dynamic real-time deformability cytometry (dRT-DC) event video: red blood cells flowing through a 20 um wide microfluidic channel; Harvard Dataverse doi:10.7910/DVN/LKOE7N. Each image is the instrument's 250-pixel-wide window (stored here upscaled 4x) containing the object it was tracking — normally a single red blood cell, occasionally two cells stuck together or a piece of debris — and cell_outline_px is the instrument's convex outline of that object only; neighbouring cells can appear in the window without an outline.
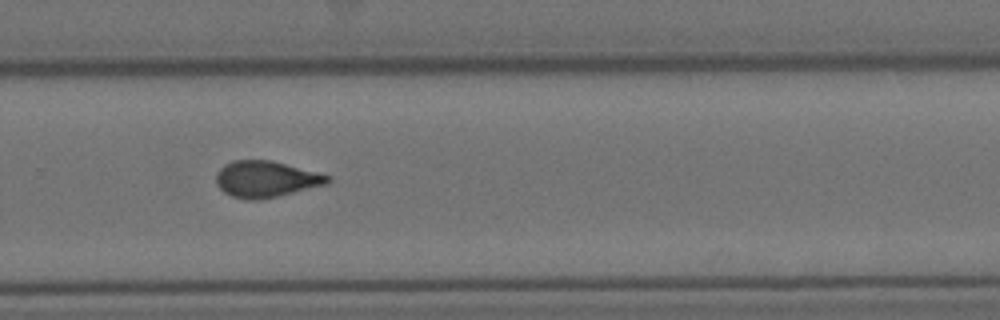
{"species": "Egyptian fruit bat (a non-hibernating species)", "species_latin": "Rousettus aegyptiacus", "temperature_condition": "cold", "stored_images_in_passage": 10, "camera_frame_rate_fps": 3000, "um_per_image_px": 0.085, "animal": {"sex": "female"}, "frame": {"image": 1, "passage_image": 9, "time_ms": 10.333, "image_size_px": [1000, 320], "cell_outline_px": [[332, 180], [328, 184], [260, 200], [244, 200], [232, 196], [224, 192], [216, 184], [216, 172], [224, 164], [232, 160], [272, 160], [332, 176]], "centroid_in_image_um": [22.6, 15.22], "position_along_channel_um": 307.2, "area_um2": 23.81}}
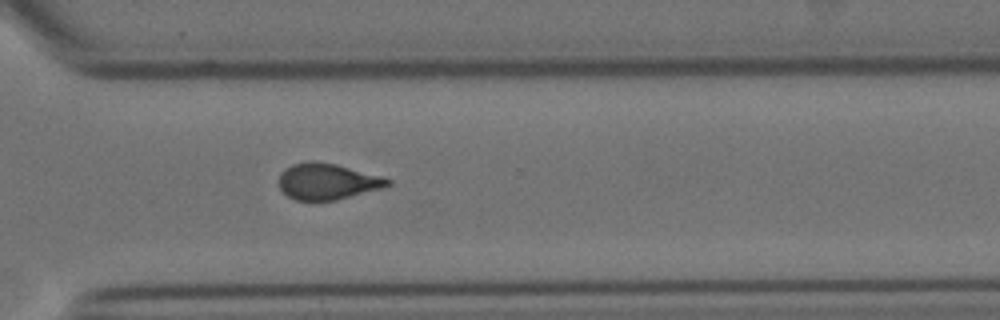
{"frame": {"image": 2, "passage_image": 10, "time_ms": 11.333, "image_size_px": [1000, 320], "cell_outline_px": [[392, 184], [384, 188], [336, 200], [296, 200], [288, 196], [280, 188], [280, 172], [284, 168], [292, 164], [308, 160], [312, 160], [336, 164], [384, 176], [392, 180]], "centroid_in_image_um": [27.87, 15.41], "position_along_channel_um": 342.7, "area_um2": 23.18}}